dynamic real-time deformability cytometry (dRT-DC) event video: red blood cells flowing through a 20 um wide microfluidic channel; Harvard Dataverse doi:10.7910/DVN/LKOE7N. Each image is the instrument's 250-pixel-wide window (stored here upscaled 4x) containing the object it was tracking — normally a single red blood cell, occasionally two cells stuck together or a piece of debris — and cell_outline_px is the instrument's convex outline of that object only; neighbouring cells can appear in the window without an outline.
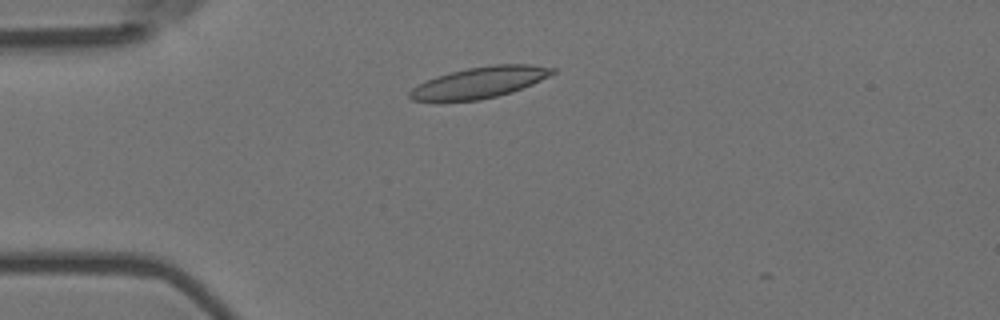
{"species": "Egyptian fruit bat (a non-hibernating species)", "species_latin": "Rousettus aegyptiacus", "temperature_condition": "room temperature", "stored_images_in_passage": 4, "camera_frame_rate_fps": 3000, "um_per_image_px": 0.085, "animal": {"sex": "female"}, "frame": {"image": 1, "passage_image": 2, "time_ms": 0.333, "image_size_px": [1000, 320], "cell_outline_px": [[556, 72], [532, 84], [512, 92], [480, 100], [412, 100], [408, 96], [408, 92], [412, 88], [436, 76], [468, 68], [496, 64], [532, 64], [556, 68]], "centroid_in_image_um": [40.81, 6.99], "position_along_channel_um": 44.2, "area_um2": 25.49}}